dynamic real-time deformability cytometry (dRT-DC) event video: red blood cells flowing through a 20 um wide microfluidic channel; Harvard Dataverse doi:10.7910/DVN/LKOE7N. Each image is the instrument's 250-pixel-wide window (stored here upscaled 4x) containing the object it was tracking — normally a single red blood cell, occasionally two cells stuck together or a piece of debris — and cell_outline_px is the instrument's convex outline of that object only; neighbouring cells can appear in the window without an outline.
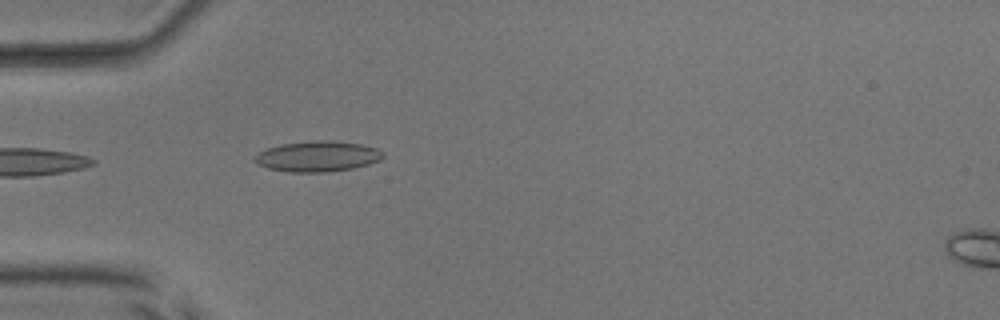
{"species": "common noctule bat (a hibernating species)", "species_latin": "Nyctalus noctula", "temperature_condition": "room temperature", "stored_images_in_passage": 16, "camera_frame_rate_fps": 3000, "um_per_image_px": 0.085, "animal": {"sex": "male", "body_mass_g": 17.9, "forearm_length_mm": 54.2}, "frame": {"image": 1, "passage_image": 1, "time_ms": 0.0, "image_size_px": [1000, 320], "cell_outline_px": [[384, 156], [380, 160], [368, 164], [352, 168], [328, 172], [288, 172], [268, 168], [260, 164], [252, 156], [268, 148], [280, 144], [320, 140], [332, 140], [360, 144], [376, 148], [384, 152]], "centroid_in_image_um": [27.01, 13.29], "position_along_channel_um": 58.0, "area_um2": 22.72}}
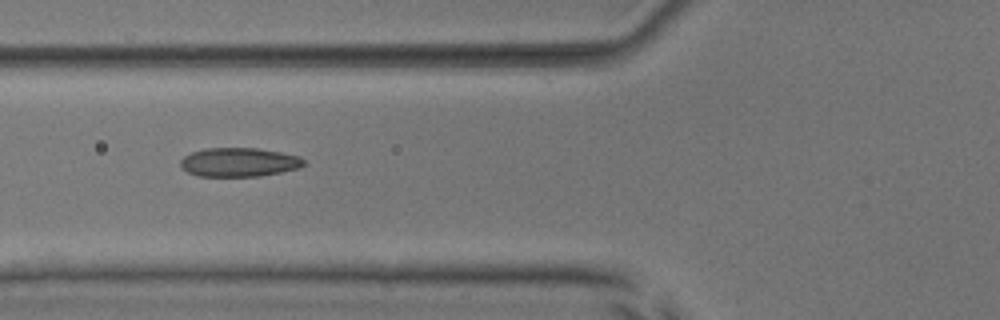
{"frame": {"image": 2, "passage_image": 5, "time_ms": 1.333, "image_size_px": [1000, 320], "cell_outline_px": [[304, 164], [300, 168], [260, 176], [196, 176], [180, 168], [180, 160], [184, 156], [192, 152], [208, 148], [256, 148], [280, 152], [300, 156], [304, 160]], "centroid_in_image_um": [20.3, 13.79], "position_along_channel_um": 105.5, "area_um2": 20.81}}